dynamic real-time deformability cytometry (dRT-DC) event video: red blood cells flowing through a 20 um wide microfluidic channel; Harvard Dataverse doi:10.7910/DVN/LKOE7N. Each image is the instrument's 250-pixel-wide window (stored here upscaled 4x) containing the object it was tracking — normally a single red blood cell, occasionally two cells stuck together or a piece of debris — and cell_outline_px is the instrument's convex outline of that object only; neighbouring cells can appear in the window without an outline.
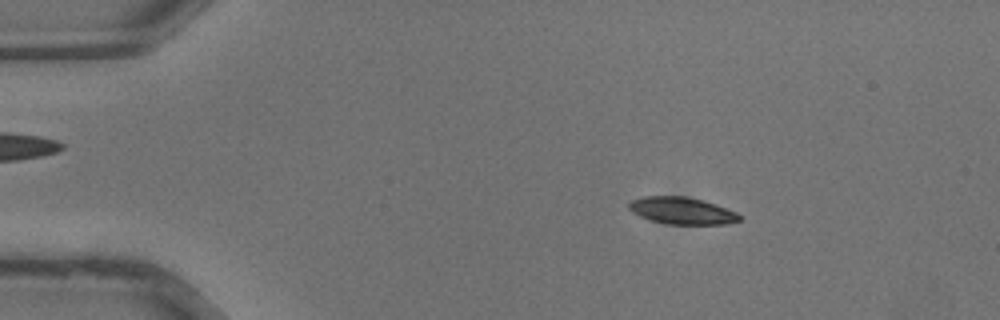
{"species": "common noctule bat (a hibernating species)", "species_latin": "Nyctalus noctula", "temperature_condition": "warm", "stored_images_in_passage": 36, "camera_frame_rate_fps": 3000, "um_per_image_px": 0.085, "animal": {"sex": "male", "body_mass_g": 13.3}, "frame": {"image": 1, "passage_image": 6, "time_ms": 1.667, "image_size_px": [1000, 320], "cell_outline_px": [[740, 220], [724, 224], [668, 224], [652, 220], [640, 216], [632, 212], [628, 208], [628, 200], [644, 196], [684, 196], [716, 204], [736, 212], [740, 216]], "centroid_in_image_um": [57.91, 17.9], "position_along_channel_um": 27.1, "area_um2": 17.28}}
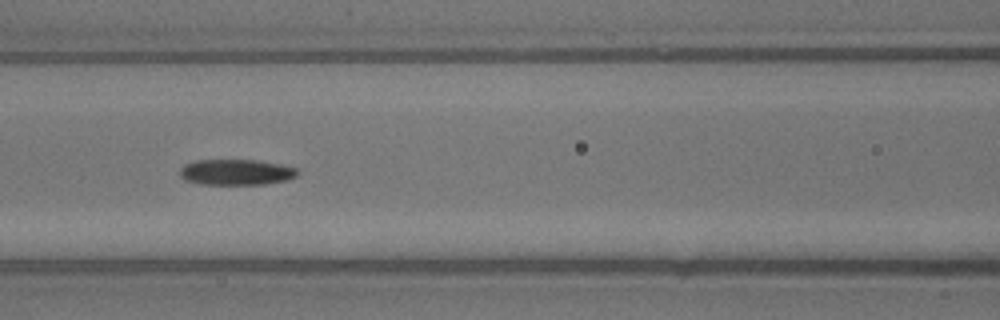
{"frame": {"image": 2, "passage_image": 16, "time_ms": 5.0, "image_size_px": [1000, 320], "cell_outline_px": [[300, 172], [296, 176], [284, 180], [264, 184], [200, 184], [184, 180], [180, 176], [180, 168], [184, 164], [196, 160], [256, 160], [280, 164], [296, 168]], "centroid_in_image_um": [20.04, 14.63], "position_along_channel_um": 146.6, "area_um2": 17.63}}
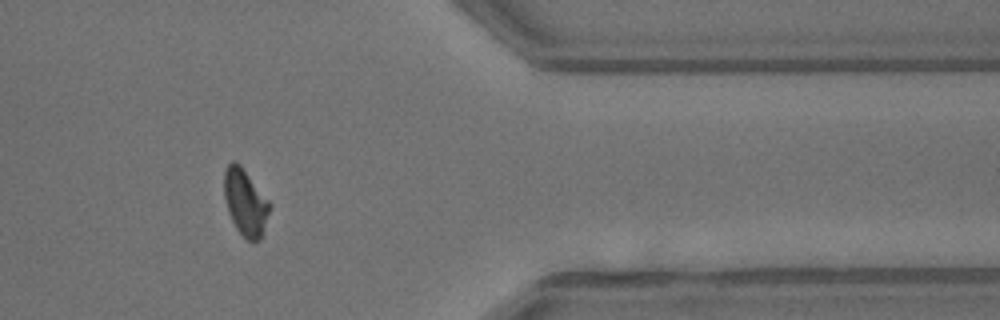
{"frame": {"image": 3, "passage_image": 30, "time_ms": 9.667, "image_size_px": [1000, 320], "cell_outline_px": [[272, 204], [260, 240], [248, 240], [236, 228], [228, 212], [224, 196], [224, 168], [232, 160], [236, 160], [240, 164]], "centroid_in_image_um": [20.85, 17.15], "position_along_channel_um": 390.6, "area_um2": 17.63}}